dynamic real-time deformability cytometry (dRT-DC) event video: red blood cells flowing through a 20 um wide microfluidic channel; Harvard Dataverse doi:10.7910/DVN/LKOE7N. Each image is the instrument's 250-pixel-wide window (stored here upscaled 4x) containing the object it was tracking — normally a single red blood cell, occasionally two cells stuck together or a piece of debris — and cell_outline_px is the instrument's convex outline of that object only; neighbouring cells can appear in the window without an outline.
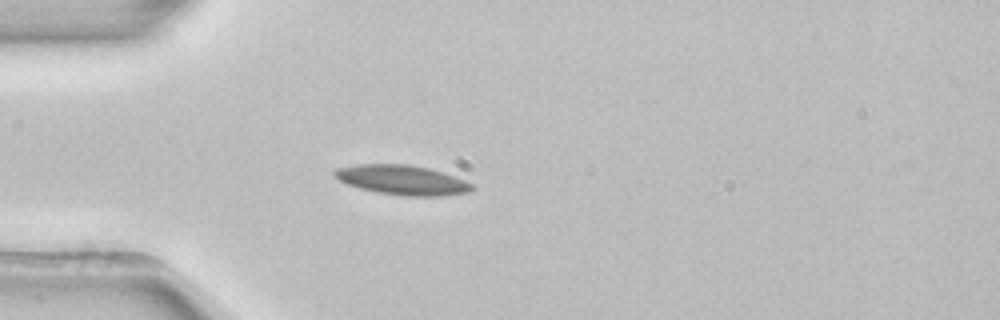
{"species": "common noctule bat (a hibernating species)", "species_latin": "Nyctalus noctula", "temperature_condition": "room temperature", "stored_images_in_passage": 39, "camera_frame_rate_fps": 3000, "um_per_image_px": 0.085, "animal": {"sex": "female", "body_mass_g": 22.7, "forearm_length_mm": 54.2}, "frame": {"image": 1, "passage_image": 1, "time_ms": 0.0, "image_size_px": [1000, 320], "cell_outline_px": [[476, 188], [472, 192], [440, 196], [404, 196], [376, 192], [360, 188], [348, 184], [332, 176], [332, 172], [336, 168], [356, 164], [408, 164], [428, 168], [464, 180], [472, 184]], "centroid_in_image_um": [34.17, 15.3], "position_along_channel_um": 50.8, "area_um2": 23.81}}
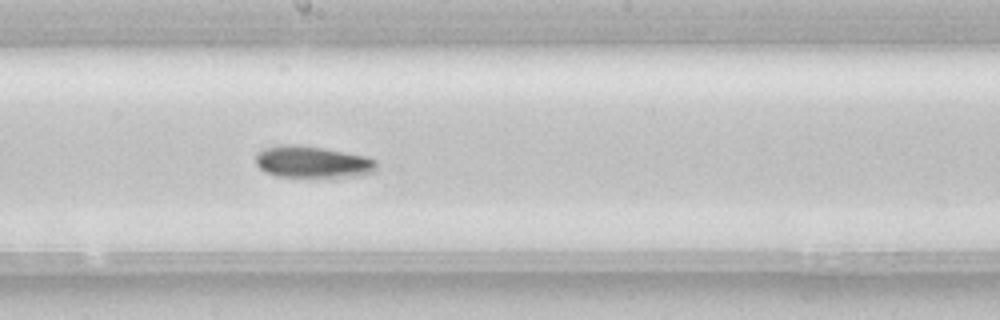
{"frame": {"image": 2, "passage_image": 15, "time_ms": 4.667, "image_size_px": [1000, 320], "cell_outline_px": [[376, 172], [356, 176], [332, 180], [276, 176], [264, 172], [256, 164], [256, 156], [264, 148], [280, 144], [292, 144], [320, 148], [364, 156], [376, 160]], "centroid_in_image_um": [26.58, 13.83], "position_along_channel_um": 221.6, "area_um2": 23.12}}
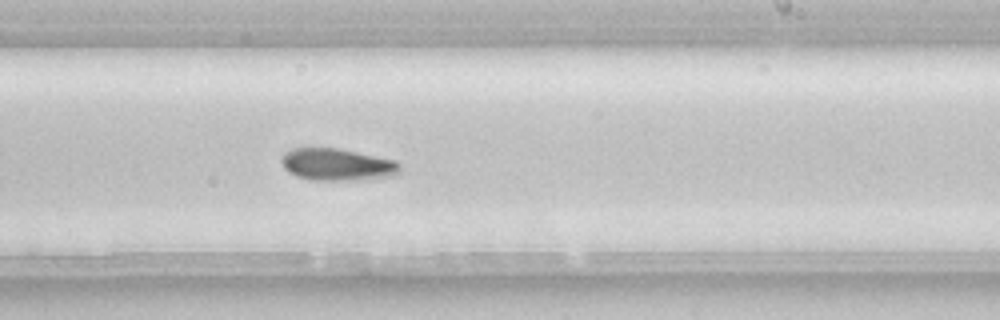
{"frame": {"image": 3, "passage_image": 18, "time_ms": 5.667, "image_size_px": [1000, 320], "cell_outline_px": [[400, 172], [392, 176], [364, 180], [312, 180], [296, 176], [288, 172], [284, 168], [280, 160], [284, 152], [292, 148], [340, 148], [396, 160], [400, 164]], "centroid_in_image_um": [28.66, 13.99], "position_along_channel_um": 260.3, "area_um2": 22.48}, "authors_computed_cell_mechanics": {"area_um2": 21.1548, "velocity_mm_per_s": 3.9076, "shape_relaxation_time_tau1_ms": 10.8106, "shape_relaxation_time_tau2_ms": null, "deformation_change_tau1": 0.1972, "deformation_change_tau2": null}}